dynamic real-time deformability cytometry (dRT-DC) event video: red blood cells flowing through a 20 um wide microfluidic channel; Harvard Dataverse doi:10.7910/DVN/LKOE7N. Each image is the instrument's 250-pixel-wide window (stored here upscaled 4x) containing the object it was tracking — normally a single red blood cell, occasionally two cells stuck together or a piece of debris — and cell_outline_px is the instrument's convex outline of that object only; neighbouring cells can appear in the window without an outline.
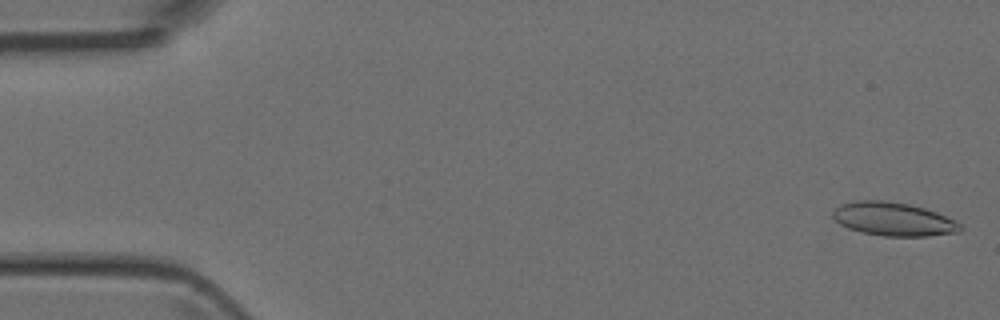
{"species": "Egyptian fruit bat (a non-hibernating species)", "species_latin": "Rousettus aegyptiacus", "temperature_condition": "room temperature", "stored_images_in_passage": 5, "camera_frame_rate_fps": 3000, "um_per_image_px": 0.085, "animal": {"sex": "female"}, "frame": {"image": 1, "passage_image": 1, "time_ms": 0.0, "image_size_px": [1000, 320], "cell_outline_px": [[964, 228], [960, 232], [928, 236], [884, 236], [864, 232], [848, 228], [840, 224], [832, 216], [832, 212], [840, 204], [856, 200], [884, 200], [908, 204], [924, 208], [936, 212], [956, 220]], "centroid_in_image_um": [75.96, 18.62], "position_along_channel_um": 9.0, "area_um2": 24.91}}
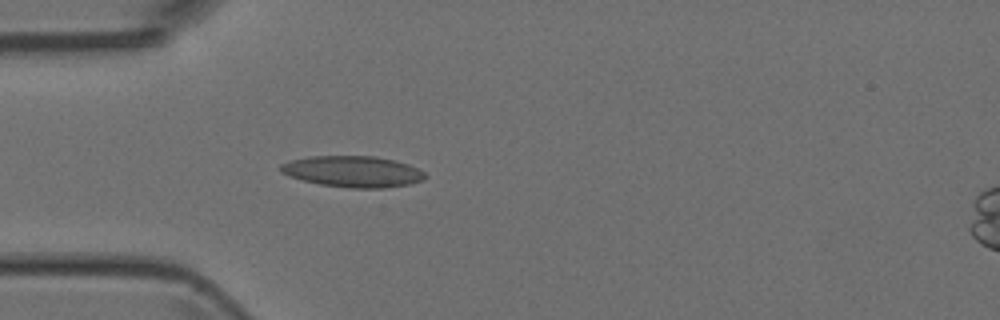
{"frame": {"image": 2, "passage_image": 5, "time_ms": 4.333, "image_size_px": [1000, 320], "cell_outline_px": [[428, 176], [424, 180], [412, 184], [384, 188], [348, 188], [320, 184], [288, 176], [280, 172], [280, 164], [288, 160], [312, 156], [376, 156], [396, 160], [408, 164], [424, 172]], "centroid_in_image_um": [30.01, 14.58], "position_along_channel_um": 55.0, "area_um2": 26.53}}